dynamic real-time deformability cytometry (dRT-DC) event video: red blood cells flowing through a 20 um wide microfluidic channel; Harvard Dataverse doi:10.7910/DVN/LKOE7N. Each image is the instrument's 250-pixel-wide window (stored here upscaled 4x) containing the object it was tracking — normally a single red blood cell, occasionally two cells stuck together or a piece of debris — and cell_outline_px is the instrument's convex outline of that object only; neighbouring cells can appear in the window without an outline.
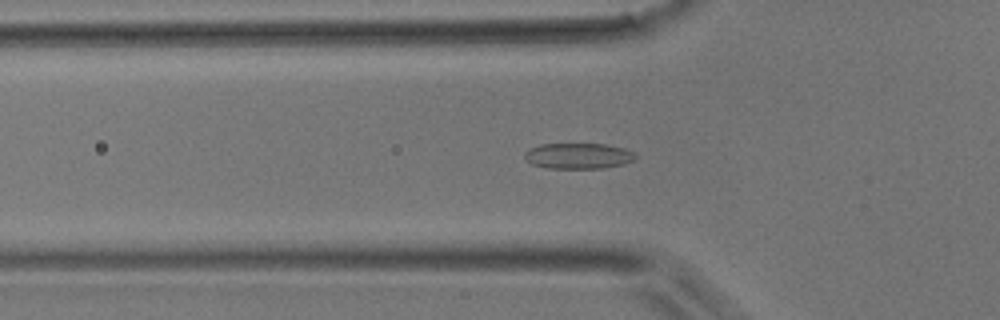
{"species": "common noctule bat (a hibernating species)", "species_latin": "Nyctalus noctula", "temperature_condition": "room temperature", "stored_images_in_passage": 47, "camera_frame_rate_fps": 3000, "um_per_image_px": 0.085, "animal": {"sex": "male", "body_mass_g": 17.9}, "frame": {"image": 1, "passage_image": 15, "time_ms": 4.667, "image_size_px": [1000, 320], "cell_outline_px": [[636, 160], [624, 164], [604, 168], [548, 168], [532, 164], [524, 156], [524, 152], [528, 148], [540, 144], [604, 144], [624, 148], [632, 152], [636, 156]], "centroid_in_image_um": [49.15, 13.25], "position_along_channel_um": 76.6, "area_um2": 16.65}}
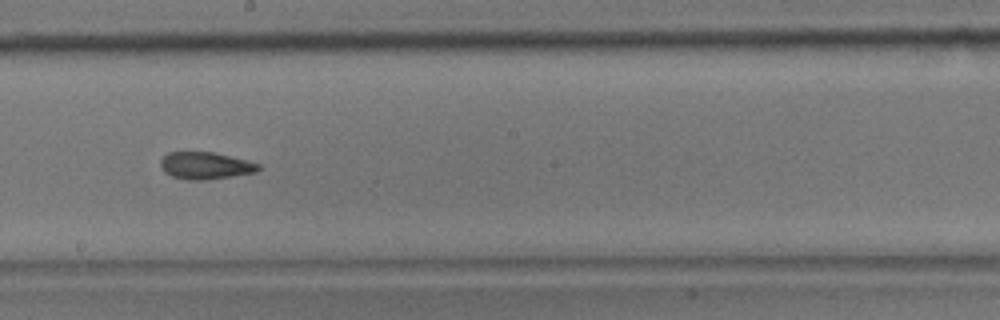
{"frame": {"image": 2, "passage_image": 26, "time_ms": 8.333, "image_size_px": [1000, 320], "cell_outline_px": [[260, 168], [256, 172], [208, 180], [188, 180], [172, 176], [164, 172], [160, 168], [160, 160], [168, 152], [212, 152], [260, 164]], "centroid_in_image_um": [17.41, 14.09], "position_along_channel_um": 230.8, "area_um2": 15.37}}
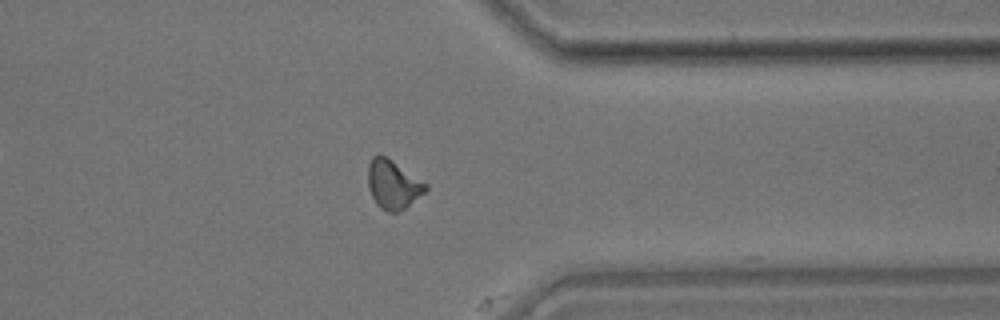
{"frame": {"image": 3, "passage_image": 37, "time_ms": 12.0, "image_size_px": [1000, 320], "cell_outline_px": [[428, 188], [424, 192], [404, 208], [396, 212], [388, 212], [380, 208], [376, 204], [368, 188], [368, 164], [372, 156], [380, 152], [428, 184]], "centroid_in_image_um": [33.37, 15.64], "position_along_channel_um": 378.0, "area_um2": 16.42}}